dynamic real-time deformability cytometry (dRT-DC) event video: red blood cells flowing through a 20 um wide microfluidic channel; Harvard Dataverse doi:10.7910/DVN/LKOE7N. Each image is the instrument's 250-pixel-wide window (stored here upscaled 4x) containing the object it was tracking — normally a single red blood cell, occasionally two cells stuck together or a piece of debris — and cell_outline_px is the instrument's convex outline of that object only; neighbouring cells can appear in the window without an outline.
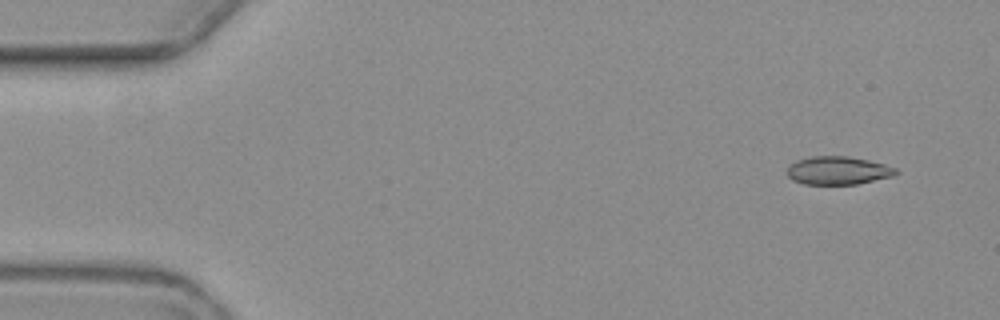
{"species": "common noctule bat (a hibernating species)", "species_latin": "Nyctalus noctula", "temperature_condition": "warm", "stored_images_in_passage": 5, "segment_of_instrument_passage": [2, 2], "camera_frame_rate_fps": 3000, "um_per_image_px": 0.085, "animal": {"sex": "female", "body_mass_g": 19.3, "forearm_length_mm": 54.1}, "frame": {"image": 1, "passage_image": 5, "time_ms": 5.667, "image_size_px": [1000, 320], "cell_outline_px": [[900, 172], [892, 176], [856, 184], [804, 184], [792, 180], [788, 176], [788, 168], [796, 160], [812, 156], [848, 156], [868, 160], [884, 164], [896, 168]], "centroid_in_image_um": [71.23, 14.49], "position_along_channel_um": 13.8, "area_um2": 17.74}}